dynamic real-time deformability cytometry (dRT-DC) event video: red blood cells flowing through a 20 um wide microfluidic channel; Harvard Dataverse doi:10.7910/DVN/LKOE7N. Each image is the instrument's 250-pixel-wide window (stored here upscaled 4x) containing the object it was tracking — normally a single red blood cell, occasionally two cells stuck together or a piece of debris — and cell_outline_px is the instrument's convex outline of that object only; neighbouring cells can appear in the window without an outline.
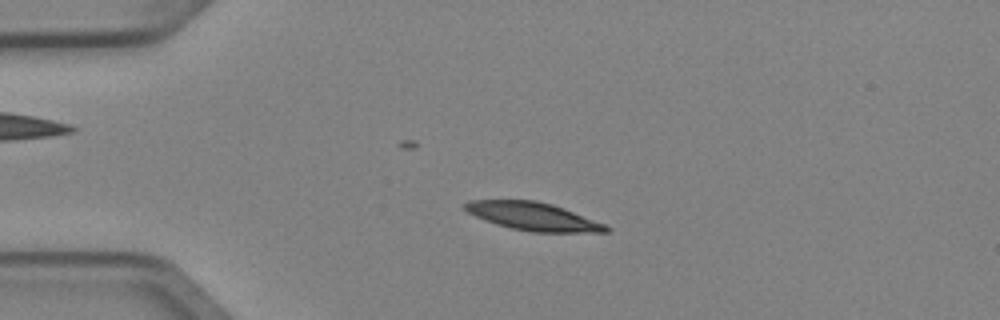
{"species": "Egyptian fruit bat (a non-hibernating species)", "species_latin": "Rousettus aegyptiacus", "temperature_condition": "cold", "stored_images_in_passage": 5, "camera_frame_rate_fps": 3000, "um_per_image_px": 0.085, "animal": {"sex": "female"}, "frame": {"image": 1, "passage_image": 3, "time_ms": 0.667, "image_size_px": [1000, 320], "cell_outline_px": [[612, 228], [608, 232], [532, 232], [512, 228], [496, 224], [476, 216], [468, 212], [464, 208], [464, 204], [468, 200], [536, 200], [552, 204], [564, 208], [604, 224]], "centroid_in_image_um": [45.32, 18.39], "position_along_channel_um": 39.7, "area_um2": 22.83}}
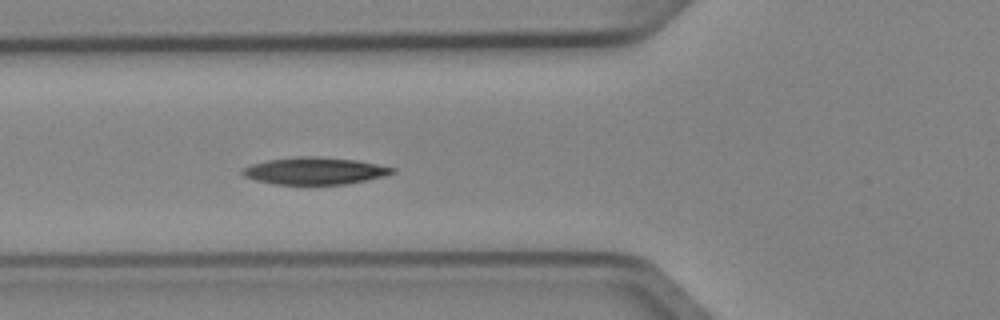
{"frame": {"image": 2, "passage_image": 5, "time_ms": 1.333, "image_size_px": [1000, 320], "cell_outline_px": [[396, 172], [384, 176], [344, 184], [276, 184], [256, 180], [244, 176], [240, 172], [244, 168], [252, 164], [268, 160], [296, 156], [320, 156], [356, 160], [396, 168]], "centroid_in_image_um": [26.75, 14.51], "position_along_channel_um": 99.0, "area_um2": 23.52}}